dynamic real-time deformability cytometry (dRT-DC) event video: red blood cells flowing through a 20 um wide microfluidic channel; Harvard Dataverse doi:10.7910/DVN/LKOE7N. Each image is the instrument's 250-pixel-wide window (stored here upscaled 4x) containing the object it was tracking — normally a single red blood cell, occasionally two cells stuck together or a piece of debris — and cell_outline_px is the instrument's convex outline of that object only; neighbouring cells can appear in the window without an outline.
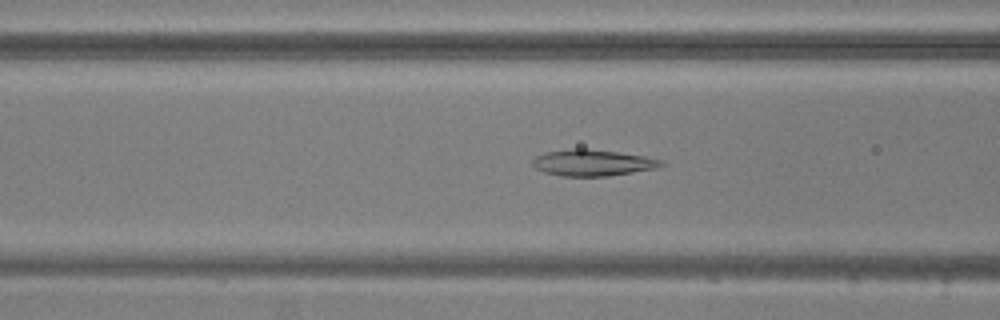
{"species": "common noctule bat (a hibernating species)", "species_latin": "Nyctalus noctula", "temperature_condition": "warm", "stored_images_in_passage": 52, "camera_frame_rate_fps": 3000, "um_per_image_px": 0.085, "animal": {"sex": "male", "body_mass_g": 20.5, "forearm_length_mm": 52.5}, "frame": {"image": 1, "passage_image": 19, "time_ms": 6.0, "image_size_px": [1000, 320], "cell_outline_px": [[664, 164], [656, 168], [608, 176], [560, 176], [544, 172], [536, 168], [532, 164], [532, 160], [536, 156], [544, 152], [576, 148], [584, 148], [616, 152], [644, 156], [660, 160]], "centroid_in_image_um": [50.31, 13.83], "position_along_channel_um": 116.3, "area_um2": 19.54}}
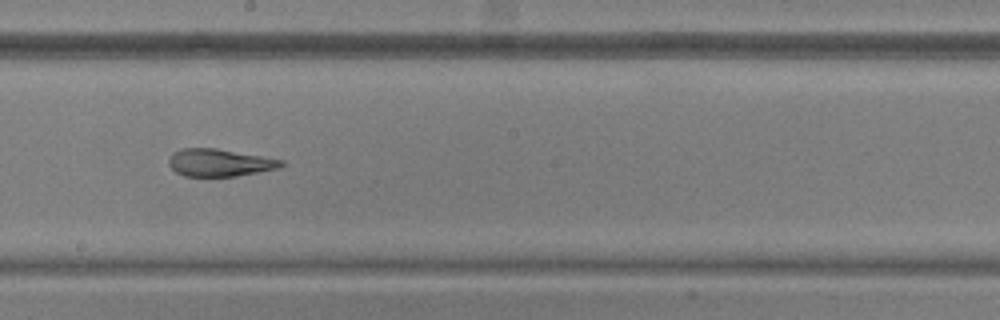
{"frame": {"image": 2, "passage_image": 28, "time_ms": 9.0, "image_size_px": [1000, 320], "cell_outline_px": [[288, 164], [280, 168], [236, 176], [184, 176], [176, 172], [168, 164], [168, 160], [172, 152], [180, 148], [216, 148], [284, 160]], "centroid_in_image_um": [18.68, 13.82], "position_along_channel_um": 229.5, "area_um2": 18.15}}
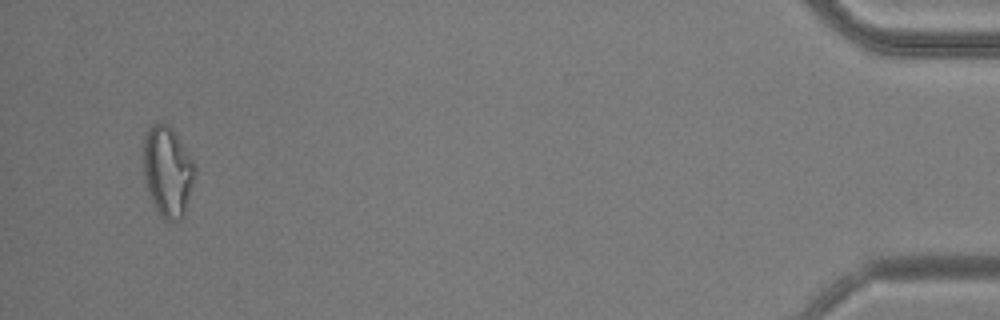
{"frame": {"image": 3, "passage_image": 50, "time_ms": 16.333, "image_size_px": [1000, 320], "cell_outline_px": [[196, 172], [184, 216], [180, 220], [164, 220], [160, 216], [148, 192], [144, 176], [144, 132], [156, 120], [160, 120], [168, 124], [172, 128], [180, 140], [192, 160], [196, 168]], "centroid_in_image_um": [14.24, 14.53], "position_along_channel_um": 421.0, "area_um2": 27.28}, "authors_computed_cell_mechanics": {"area_um2": 22.0507, "velocity_mm_per_s": 3.7686, "shape_relaxation_time_tau1_ms": null, "shape_relaxation_time_tau2_ms": 2.4013, "deformation_change_tau1": null, "deformation_change_tau2": 0.1159}}